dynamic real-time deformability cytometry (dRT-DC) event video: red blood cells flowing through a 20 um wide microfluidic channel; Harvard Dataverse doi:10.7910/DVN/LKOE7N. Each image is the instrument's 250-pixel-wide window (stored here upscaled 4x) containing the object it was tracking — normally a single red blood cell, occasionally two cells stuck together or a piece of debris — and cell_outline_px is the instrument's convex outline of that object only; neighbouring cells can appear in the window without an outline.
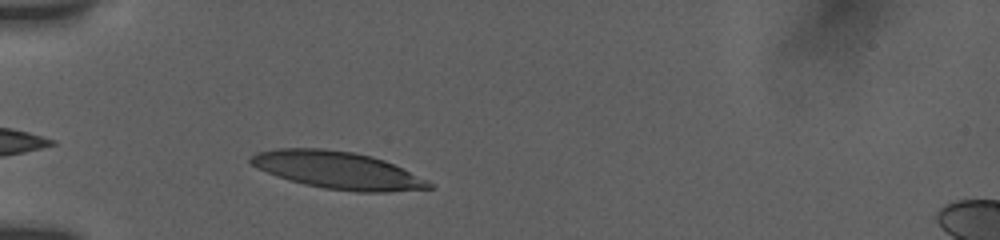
{"species": "human", "species_latin": "Homo sapiens", "temperature_condition": "room temperature", "stored_images_in_passage": 34, "camera_frame_rate_fps": 3000, "um_per_image_px": 0.085, "donor": {"sex": "female"}, "frame": {"image": 1, "passage_image": 4, "time_ms": 1.0, "image_size_px": [1000, 240], "cell_outline_px": [[436, 188], [388, 192], [356, 192], [324, 188], [304, 184], [288, 180], [276, 176], [252, 164], [248, 160], [248, 156], [256, 152], [276, 148], [324, 148], [352, 152], [372, 156], [384, 160], [428, 180], [436, 184]], "centroid_in_image_um": [28.72, 14.47], "position_along_channel_um": 56.3, "area_um2": 38.96}}
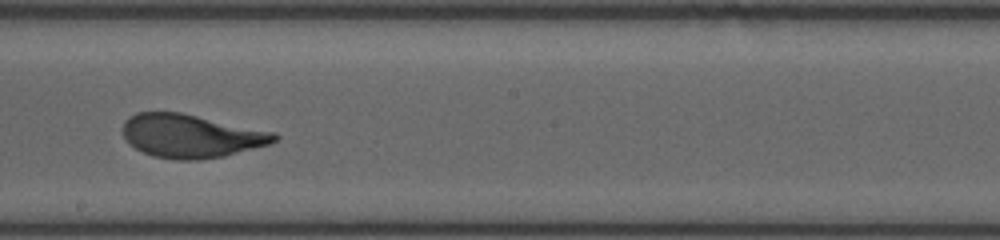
{"frame": {"image": 2, "passage_image": 19, "time_ms": 6.0, "image_size_px": [1000, 240], "cell_outline_px": [[280, 136], [272, 144], [224, 156], [200, 160], [176, 160], [152, 156], [128, 144], [124, 136], [124, 120], [128, 116], [136, 112], [180, 112], [276, 132]], "centroid_in_image_um": [16.26, 11.56], "position_along_channel_um": 231.9, "area_um2": 38.61}}
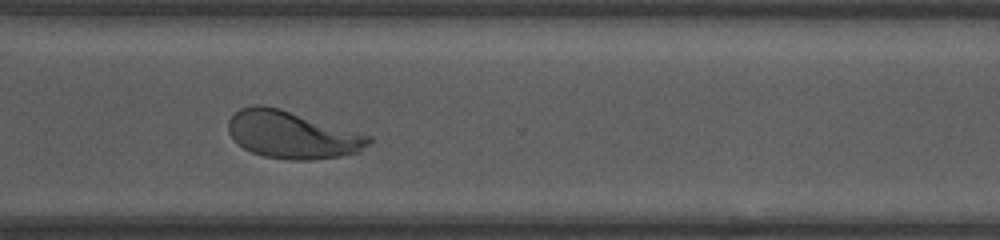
{"frame": {"image": 3, "passage_image": 28, "time_ms": 9.0, "image_size_px": [1000, 240], "cell_outline_px": [[372, 140], [360, 152], [340, 156], [312, 160], [292, 160], [264, 156], [252, 152], [244, 148], [228, 132], [228, 120], [240, 108], [252, 104], [264, 104], [280, 108], [372, 136]], "centroid_in_image_um": [24.83, 11.44], "position_along_channel_um": 345.8, "area_um2": 38.73}, "authors_computed_cell_mechanics": {"area_um2": 38.6682, "velocity_mm_per_s": 3.8029, "shape_relaxation_time_tau1_ms": 3.7334, "shape_relaxation_time_tau2_ms": null, "deformation_change_tau1": 0.2049, "deformation_change_tau2": null}}